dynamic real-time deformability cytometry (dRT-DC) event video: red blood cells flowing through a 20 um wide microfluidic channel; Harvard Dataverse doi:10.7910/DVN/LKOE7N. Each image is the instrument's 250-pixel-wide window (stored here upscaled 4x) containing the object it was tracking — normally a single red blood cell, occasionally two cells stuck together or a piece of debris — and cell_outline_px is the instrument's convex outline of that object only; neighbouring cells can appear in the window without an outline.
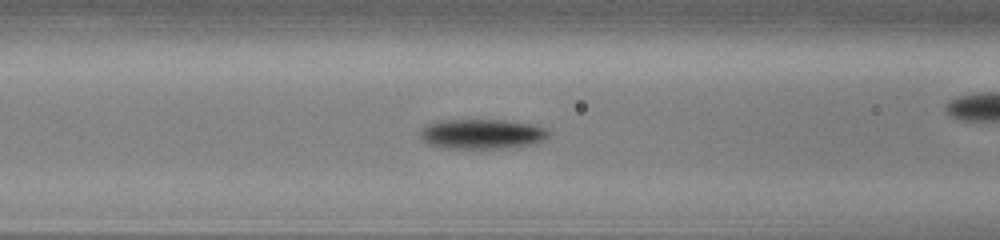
{"species": "common noctule bat (a hibernating species)", "species_latin": "Nyctalus noctula", "temperature_condition": "cold", "stored_images_in_passage": 56, "camera_frame_rate_fps": 3000, "um_per_image_px": 0.085, "animal": {"sex": "male", "body_mass_g": 13.0, "forearm_length_mm": 53.1}, "frame": {"image": 1, "passage_image": 23, "time_ms": 7.333, "image_size_px": [1000, 240], "cell_outline_px": [[552, 132], [544, 140], [536, 144], [504, 148], [440, 148], [428, 144], [420, 136], [420, 128], [424, 124], [444, 120], [508, 120], [532, 124], [548, 128]], "centroid_in_image_um": [40.99, 11.38], "position_along_channel_um": 125.6, "area_um2": 22.77}}
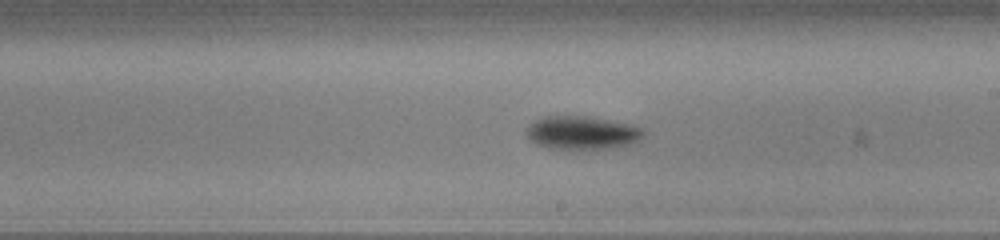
{"frame": {"image": 2, "passage_image": 32, "time_ms": 10.333, "image_size_px": [1000, 240], "cell_outline_px": [[644, 132], [640, 140], [628, 144], [612, 148], [548, 148], [536, 144], [528, 140], [524, 132], [528, 124], [544, 116], [588, 116], [624, 124], [640, 128]], "centroid_in_image_um": [49.36, 11.28], "position_along_channel_um": 239.6, "area_um2": 22.37}}
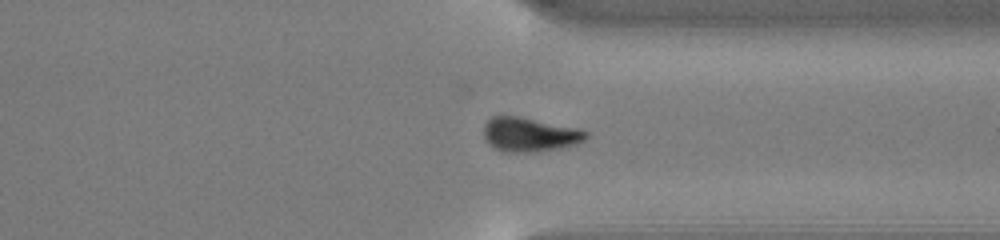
{"frame": {"image": 3, "passage_image": 42, "time_ms": 13.667, "image_size_px": [1000, 240], "cell_outline_px": [[588, 136], [584, 140], [576, 144], [564, 148], [532, 152], [504, 152], [488, 144], [484, 140], [484, 124], [492, 116], [520, 116], [576, 128], [588, 132]], "centroid_in_image_um": [45.0, 11.44], "position_along_channel_um": 366.4, "area_um2": 20.46}, "authors_computed_cell_mechanics": {"area_um2": 20.0566, "velocity_mm_per_s": 3.8037, "shape_relaxation_time_tau1_ms": 1.9915, "shape_relaxation_time_tau2_ms": null, "deformation_change_tau1": 0.1472, "deformation_change_tau2": null}}